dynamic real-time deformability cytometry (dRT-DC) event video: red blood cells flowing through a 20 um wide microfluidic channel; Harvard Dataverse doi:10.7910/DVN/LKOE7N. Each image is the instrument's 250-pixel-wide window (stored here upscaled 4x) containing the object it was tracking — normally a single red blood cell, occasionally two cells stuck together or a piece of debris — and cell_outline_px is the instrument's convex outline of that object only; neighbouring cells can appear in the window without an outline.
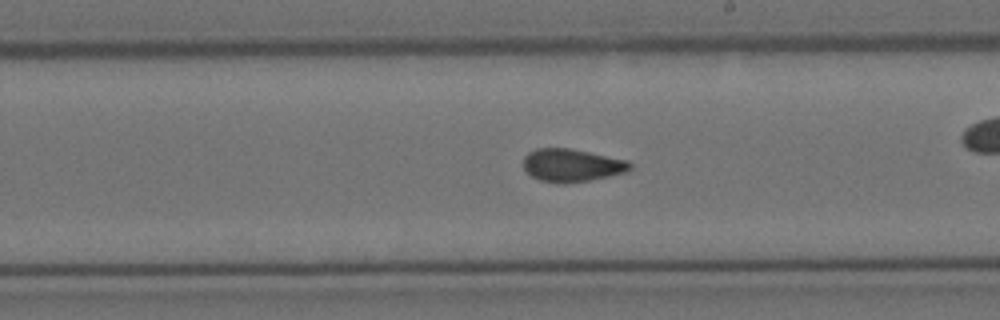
{"species": "Egyptian fruit bat (a non-hibernating species)", "species_latin": "Rousettus aegyptiacus", "temperature_condition": "cold", "stored_images_in_passage": 46, "camera_frame_rate_fps": 3000, "um_per_image_px": 0.085, "animal": {"sex": "female"}, "frame": {"image": 1, "passage_image": 20, "time_ms": 6.333, "image_size_px": [1000, 320], "cell_outline_px": [[632, 168], [628, 172], [588, 180], [564, 184], [556, 184], [540, 180], [532, 176], [524, 168], [524, 156], [528, 152], [536, 148], [572, 148], [628, 160], [632, 164]], "centroid_in_image_um": [48.62, 14.04], "position_along_channel_um": 240.4, "area_um2": 20.63}}
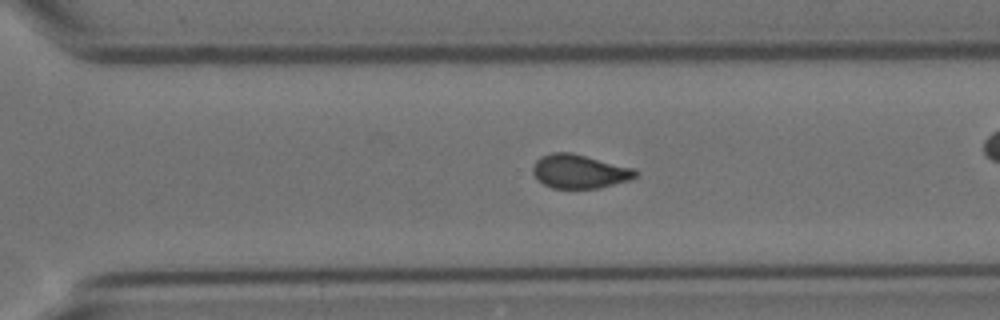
{"frame": {"image": 2, "passage_image": 27, "time_ms": 8.667, "image_size_px": [1000, 320], "cell_outline_px": [[640, 172], [632, 180], [600, 188], [552, 188], [544, 184], [532, 172], [532, 168], [536, 160], [540, 156], [552, 152], [572, 152], [636, 168]], "centroid_in_image_um": [49.31, 14.56], "position_along_channel_um": 321.3, "area_um2": 20.58}, "authors_computed_cell_mechanics": {"area_um2": 20.2878, "velocity_mm_per_s": 3.4871, "shape_relaxation_time_tau1_ms": null, "shape_relaxation_time_tau2_ms": 1.8606, "deformation_change_tau1": null, "deformation_change_tau2": 0.0697}}